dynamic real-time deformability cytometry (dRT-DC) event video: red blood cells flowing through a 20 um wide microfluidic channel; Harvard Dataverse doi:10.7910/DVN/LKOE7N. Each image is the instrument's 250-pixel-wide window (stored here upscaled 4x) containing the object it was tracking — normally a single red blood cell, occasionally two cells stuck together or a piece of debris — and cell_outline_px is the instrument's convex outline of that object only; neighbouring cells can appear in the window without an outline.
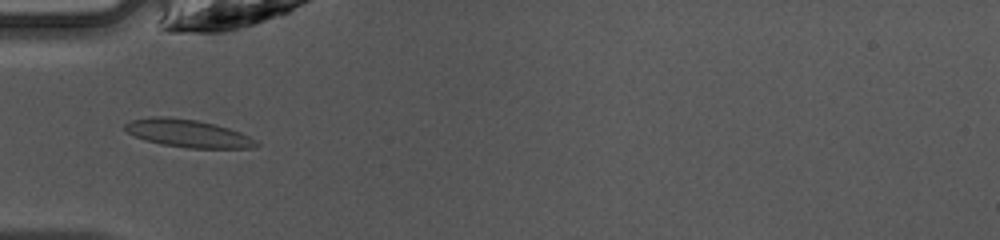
{"species": "common noctule bat (a hibernating species)", "species_latin": "Nyctalus noctula", "temperature_condition": "warm", "stored_images_in_passage": 30, "camera_frame_rate_fps": 3000, "um_per_image_px": 0.085, "animal": {"sex": "female", "body_mass_g": 10.0, "forearm_length_mm": 53.1}, "frame": {"image": 1, "passage_image": 1, "time_ms": 0.0, "image_size_px": [1000, 240], "cell_outline_px": [[260, 144], [252, 148], [188, 148], [164, 144], [144, 140], [128, 132], [124, 128], [124, 124], [132, 120], [152, 116], [168, 116], [196, 120], [216, 124], [240, 132], [256, 140]], "centroid_in_image_um": [15.98, 11.33], "position_along_channel_um": 69.0, "area_um2": 21.15}}